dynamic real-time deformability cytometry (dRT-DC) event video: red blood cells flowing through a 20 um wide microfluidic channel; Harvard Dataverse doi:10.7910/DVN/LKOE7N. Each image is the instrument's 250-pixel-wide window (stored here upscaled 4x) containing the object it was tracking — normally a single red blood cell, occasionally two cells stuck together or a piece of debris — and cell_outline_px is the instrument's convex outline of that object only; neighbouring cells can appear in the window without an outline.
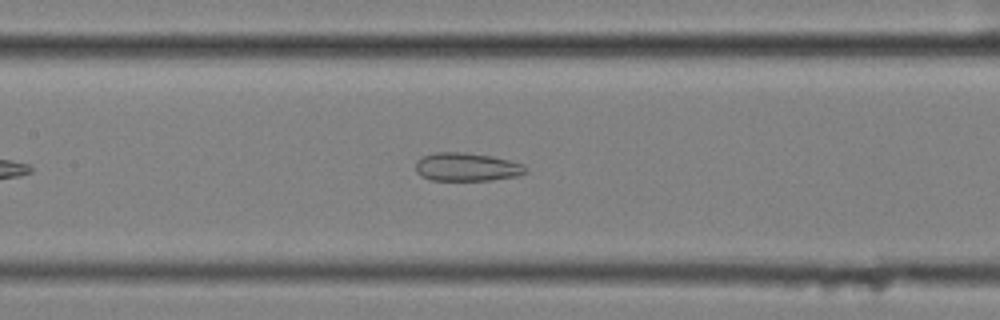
{"species": "common noctule bat (a hibernating species)", "species_latin": "Nyctalus noctula", "temperature_condition": "cold", "stored_images_in_passage": 41, "camera_frame_rate_fps": 3000, "um_per_image_px": 0.085, "animal": {"sex": "female", "body_mass_g": 25.1}, "frame": {"image": 1, "passage_image": 15, "time_ms": 4.667, "image_size_px": [1000, 320], "cell_outline_px": [[528, 172], [520, 176], [492, 180], [428, 180], [420, 176], [416, 172], [416, 160], [424, 156], [436, 152], [464, 152], [492, 156], [524, 164], [528, 168]], "centroid_in_image_um": [39.7, 14.2], "position_along_channel_um": 167.7, "area_um2": 18.44}}
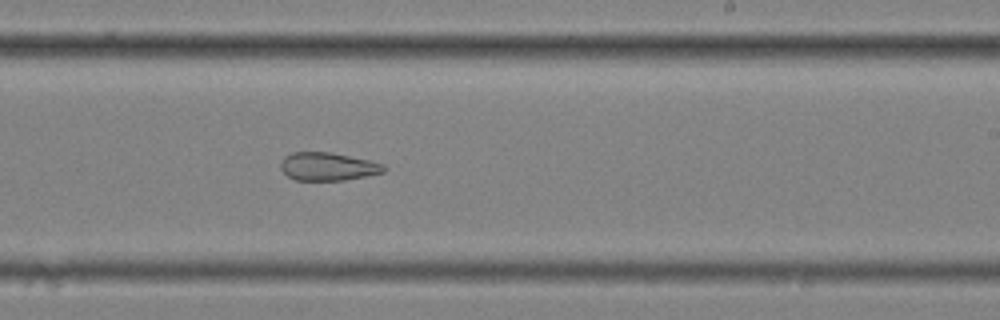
{"frame": {"image": 2, "passage_image": 23, "time_ms": 7.333, "image_size_px": [1000, 320], "cell_outline_px": [[388, 168], [384, 172], [344, 180], [296, 180], [288, 176], [280, 168], [280, 164], [284, 156], [292, 152], [328, 152], [368, 160], [384, 164]], "centroid_in_image_um": [27.85, 14.15], "position_along_channel_um": 261.1, "area_um2": 16.76}}
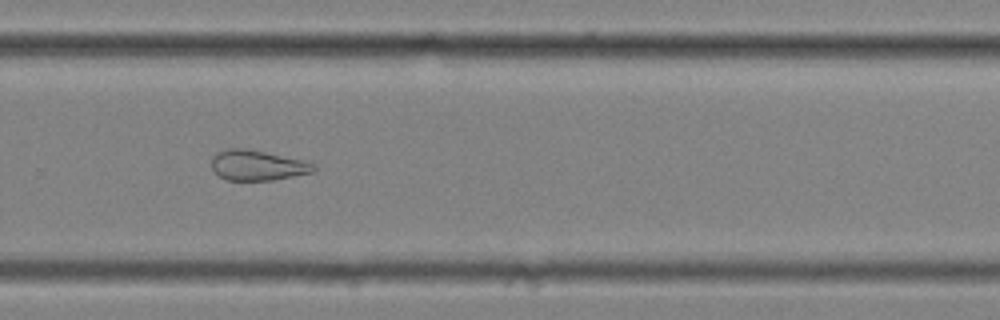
{"frame": {"image": 3, "passage_image": 27, "time_ms": 8.667, "image_size_px": [1000, 320], "cell_outline_px": [[316, 168], [312, 172], [272, 180], [228, 180], [220, 176], [212, 168], [212, 156], [216, 152], [228, 148], [244, 148], [264, 152], [300, 160], [316, 164]], "centroid_in_image_um": [21.84, 14.05], "position_along_channel_um": 308.0, "area_um2": 17.69}}